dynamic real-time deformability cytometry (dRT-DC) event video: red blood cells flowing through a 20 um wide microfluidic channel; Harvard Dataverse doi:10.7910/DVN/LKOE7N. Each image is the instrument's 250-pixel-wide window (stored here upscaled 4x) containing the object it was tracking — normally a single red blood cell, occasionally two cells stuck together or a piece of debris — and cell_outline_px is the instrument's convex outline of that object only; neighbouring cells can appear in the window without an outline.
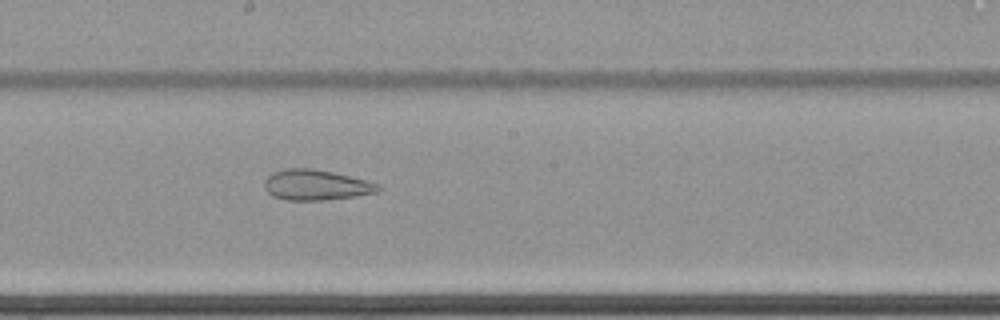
{"species": "common noctule bat (a hibernating species)", "species_latin": "Nyctalus noctula", "temperature_condition": "cold", "stored_images_in_passage": 49, "camera_frame_rate_fps": 3000, "um_per_image_px": 0.085, "animal": {"sex": "female", "body_mass_g": 22.7, "forearm_length_mm": 54.2}, "frame": {"image": 1, "passage_image": 23, "time_ms": 7.333, "image_size_px": [1000, 320], "cell_outline_px": [[380, 192], [356, 196], [324, 200], [288, 200], [272, 196], [264, 188], [264, 180], [272, 172], [284, 168], [312, 168], [332, 172], [368, 180], [380, 184]], "centroid_in_image_um": [26.87, 15.72], "position_along_channel_um": 221.3, "area_um2": 20.4}}
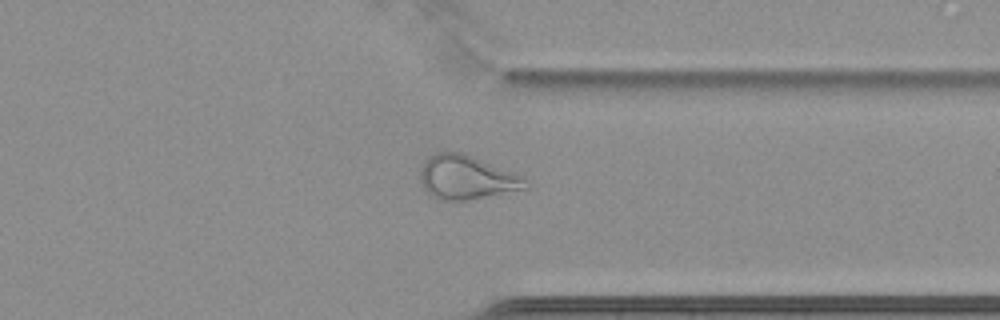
{"frame": {"image": 2, "passage_image": 36, "time_ms": 11.667, "image_size_px": [1000, 320], "cell_outline_px": [[528, 188], [468, 200], [440, 200], [432, 196], [424, 188], [420, 180], [420, 172], [424, 160], [428, 156], [436, 152], [464, 152], [524, 176], [528, 180]], "centroid_in_image_um": [39.67, 15.06], "position_along_channel_um": 371.7, "area_um2": 27.17}}
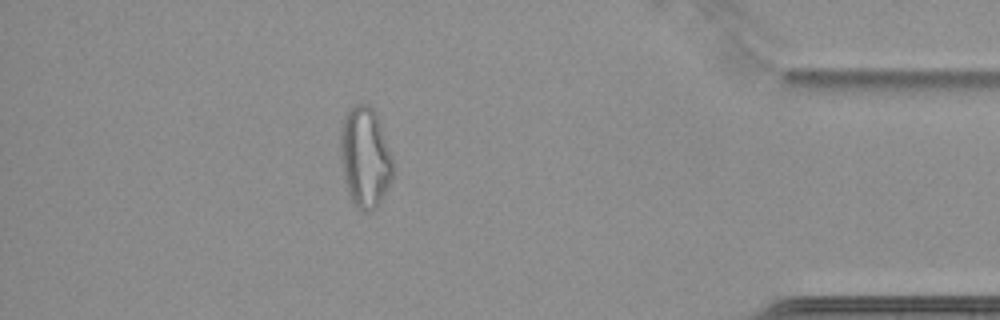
{"frame": {"image": 3, "passage_image": 42, "time_ms": 13.667, "image_size_px": [1000, 320], "cell_outline_px": [[396, 168], [388, 188], [380, 204], [372, 212], [364, 212], [356, 208], [352, 204], [348, 196], [344, 180], [340, 160], [340, 128], [344, 116], [352, 104], [368, 104], [376, 112], [392, 156]], "centroid_in_image_um": [31.03, 13.42], "position_along_channel_um": 404.2, "area_um2": 31.79}, "authors_computed_cell_mechanics": {"area_um2": 27.166, "velocity_mm_per_s": 3.4685, "shape_relaxation_time_tau1_ms": null, "shape_relaxation_time_tau2_ms": 2.3448, "deformation_change_tau1": null, "deformation_change_tau2": 0.1073}}